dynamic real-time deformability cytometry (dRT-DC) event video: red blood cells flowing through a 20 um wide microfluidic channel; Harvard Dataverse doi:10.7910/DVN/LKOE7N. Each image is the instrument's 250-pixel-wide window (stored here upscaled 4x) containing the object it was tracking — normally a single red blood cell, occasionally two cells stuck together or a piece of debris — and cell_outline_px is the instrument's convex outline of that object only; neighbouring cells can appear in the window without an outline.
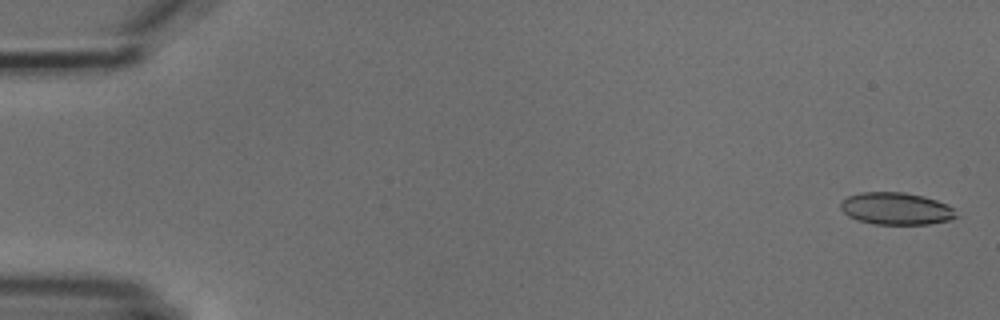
{"species": "common noctule bat (a hibernating species)", "species_latin": "Nyctalus noctula", "temperature_condition": "cold", "stored_images_in_passage": 5, "camera_frame_rate_fps": 3000, "um_per_image_px": 0.085, "animal": {"sex": "male", "body_mass_g": 18.8}, "frame": {"image": 1, "passage_image": 1, "time_ms": 0.0, "image_size_px": [1000, 320], "cell_outline_px": [[956, 216], [948, 220], [928, 224], [876, 224], [856, 220], [848, 216], [840, 208], [840, 200], [848, 196], [860, 192], [904, 192], [924, 196], [948, 204], [952, 208]], "centroid_in_image_um": [76.11, 17.72], "position_along_channel_um": 8.9, "area_um2": 21.68}}
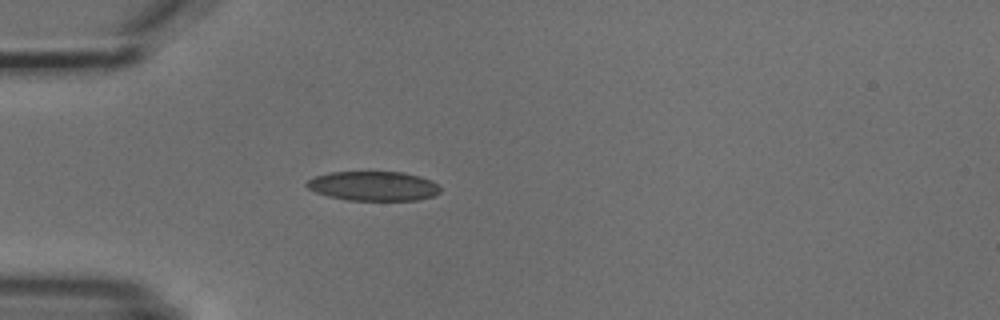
{"frame": {"image": 2, "passage_image": 5, "time_ms": 4.667, "image_size_px": [1000, 320], "cell_outline_px": [[440, 192], [432, 196], [416, 200], [348, 200], [328, 196], [316, 192], [308, 188], [304, 184], [308, 180], [316, 176], [328, 172], [404, 172], [420, 176], [436, 184], [440, 188]], "centroid_in_image_um": [31.71, 15.81], "position_along_channel_um": 53.3, "area_um2": 22.77}}